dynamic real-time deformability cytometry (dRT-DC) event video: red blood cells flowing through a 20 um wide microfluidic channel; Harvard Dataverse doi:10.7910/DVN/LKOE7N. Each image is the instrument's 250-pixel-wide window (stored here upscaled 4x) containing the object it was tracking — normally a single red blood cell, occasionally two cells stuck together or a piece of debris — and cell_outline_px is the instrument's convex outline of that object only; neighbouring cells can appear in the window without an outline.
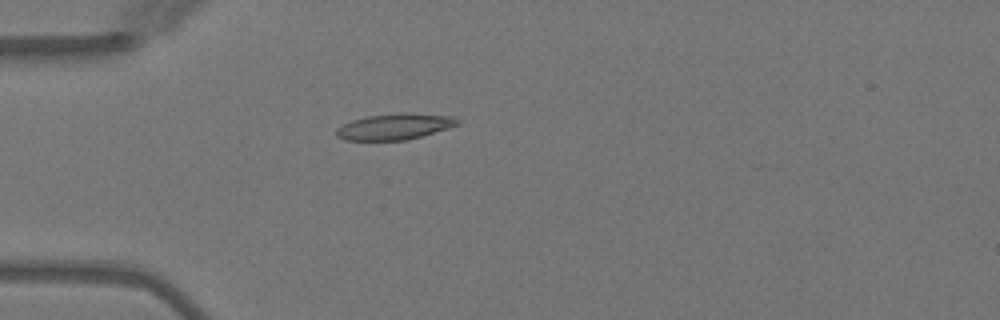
{"species": "Egyptian fruit bat (a non-hibernating species)", "species_latin": "Rousettus aegyptiacus", "temperature_condition": "warm", "stored_images_in_passage": 1, "camera_frame_rate_fps": 3000, "um_per_image_px": 0.085, "animal": {"sex": "female"}, "frame": {"image": 1, "passage_image": 1, "time_ms": 0.0, "image_size_px": [1000, 320], "cell_outline_px": [[460, 124], [448, 128], [408, 140], [344, 140], [336, 136], [336, 128], [352, 120], [368, 116], [404, 112], [452, 116], [460, 120]], "centroid_in_image_um": [33.56, 10.76], "position_along_channel_um": 51.4, "area_um2": 18.38}}